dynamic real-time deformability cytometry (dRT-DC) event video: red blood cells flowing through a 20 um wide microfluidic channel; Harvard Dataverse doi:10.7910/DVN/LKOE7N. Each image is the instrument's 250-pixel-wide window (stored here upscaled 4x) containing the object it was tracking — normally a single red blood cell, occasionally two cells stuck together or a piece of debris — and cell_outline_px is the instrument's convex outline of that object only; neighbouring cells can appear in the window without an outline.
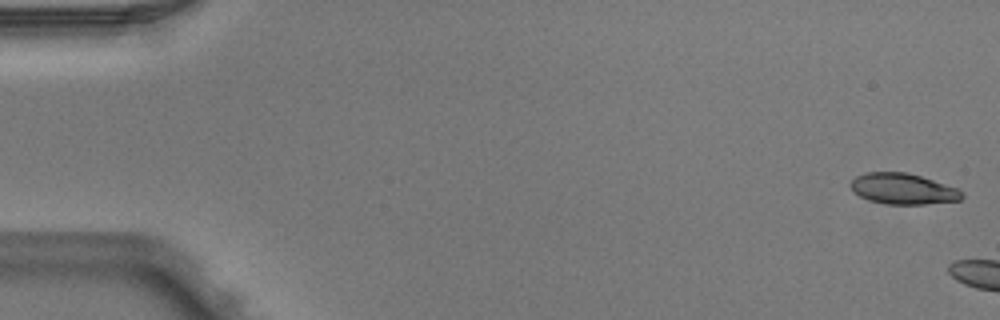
{"species": "Egyptian fruit bat (a non-hibernating species)", "species_latin": "Rousettus aegyptiacus", "temperature_condition": "warm", "stored_images_in_passage": 2, "camera_frame_rate_fps": 3000, "um_per_image_px": 0.085, "animal": {"sex": "male"}, "frame": {"image": 1, "passage_image": 1, "time_ms": 0.0, "image_size_px": [1000, 320], "cell_outline_px": [[964, 196], [960, 200], [924, 204], [888, 204], [868, 200], [860, 196], [848, 184], [856, 176], [868, 172], [908, 172], [956, 188], [964, 192]], "centroid_in_image_um": [76.75, 16.05], "position_along_channel_um": 8.3, "area_um2": 19.83}}